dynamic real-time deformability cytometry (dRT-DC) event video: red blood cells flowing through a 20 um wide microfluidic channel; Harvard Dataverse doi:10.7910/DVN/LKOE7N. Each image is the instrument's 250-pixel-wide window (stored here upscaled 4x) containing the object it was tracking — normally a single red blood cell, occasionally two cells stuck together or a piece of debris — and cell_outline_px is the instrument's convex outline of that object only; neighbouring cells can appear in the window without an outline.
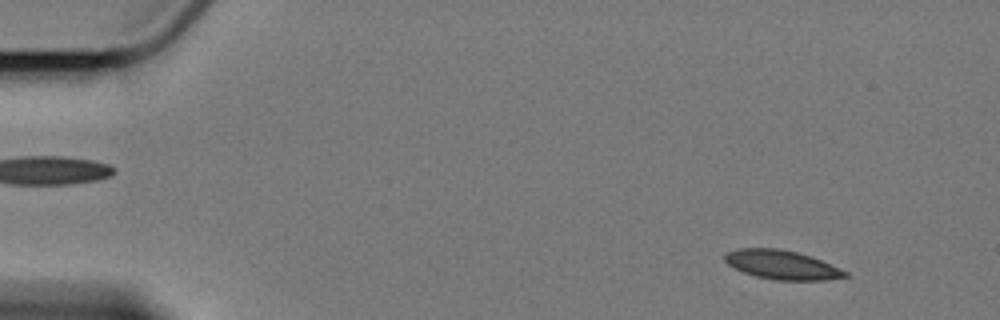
{"species": "Egyptian fruit bat (a non-hibernating species)", "species_latin": "Rousettus aegyptiacus", "temperature_condition": "cold", "stored_images_in_passage": 5, "camera_frame_rate_fps": 3000, "um_per_image_px": 0.085, "animal": {"sex": "female"}, "frame": {"image": 1, "passage_image": 2, "time_ms": 1.333, "image_size_px": [1000, 320], "cell_outline_px": [[852, 276], [824, 280], [776, 280], [756, 276], [744, 272], [728, 264], [724, 260], [724, 256], [728, 252], [736, 248], [776, 248], [796, 252], [812, 256], [848, 272]], "centroid_in_image_um": [66.49, 22.51], "position_along_channel_um": 18.5, "area_um2": 20.29}}